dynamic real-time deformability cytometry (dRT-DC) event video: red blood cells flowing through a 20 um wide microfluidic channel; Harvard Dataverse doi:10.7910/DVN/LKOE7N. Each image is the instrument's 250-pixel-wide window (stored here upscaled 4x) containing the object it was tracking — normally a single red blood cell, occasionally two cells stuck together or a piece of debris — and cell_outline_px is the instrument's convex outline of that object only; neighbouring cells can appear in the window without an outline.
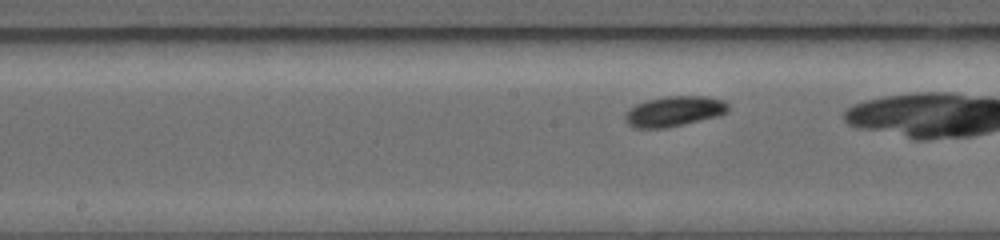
{"species": "common noctule bat (a hibernating species)", "species_latin": "Nyctalus noctula", "temperature_condition": "warm", "stored_images_in_passage": 25, "camera_frame_rate_fps": 5000, "um_per_image_px": 0.085, "animal": {"sex": "female", "body_mass_g": 19.0, "forearm_length_mm": 56.7}, "frame": {"image": 1, "passage_image": 11, "time_ms": 3.2, "image_size_px": [1000, 240], "cell_outline_px": [[728, 108], [724, 112], [716, 116], [664, 128], [636, 128], [628, 120], [628, 112], [636, 104], [648, 100], [664, 96], [708, 96], [724, 100], [728, 104]], "centroid_in_image_um": [57.36, 9.43], "position_along_channel_um": 190.8, "area_um2": 17.46}}